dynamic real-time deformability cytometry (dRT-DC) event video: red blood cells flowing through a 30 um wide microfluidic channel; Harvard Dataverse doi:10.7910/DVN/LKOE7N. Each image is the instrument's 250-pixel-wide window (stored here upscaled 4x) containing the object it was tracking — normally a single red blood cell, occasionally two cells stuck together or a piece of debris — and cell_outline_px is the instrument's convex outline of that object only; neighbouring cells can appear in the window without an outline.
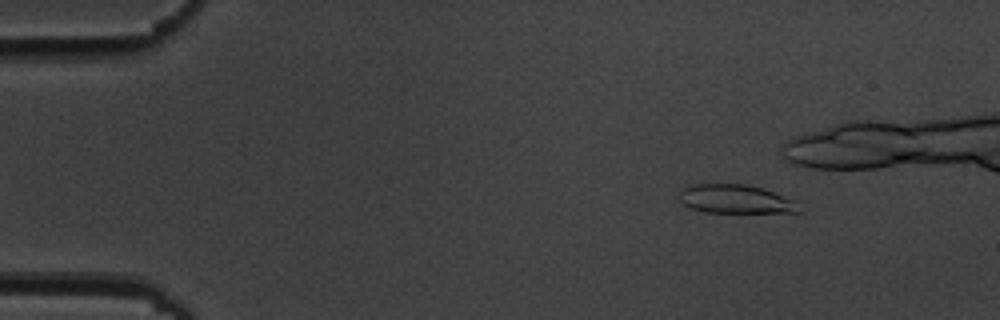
{"species": "common noctule bat (a hibernating species)", "species_latin": "Nyctalus noctula", "temperature_condition": "cold", "stored_images_in_passage": 44, "camera_frame_rate_fps": 3000, "um_per_image_px": 0.085, "animal": {"sex": "male", "body_mass_g": 19.5, "forearm_length_mm": 54.6}, "frame": {"image": 1, "passage_image": 7, "time_ms": 2.0, "image_size_px": [1000, 320], "cell_outline_px": [[800, 212], [704, 212], [688, 208], [676, 196], [680, 188], [688, 184], [744, 184], [760, 188], [796, 200]], "centroid_in_image_um": [62.41, 16.91], "position_along_channel_um": 22.6, "area_um2": 20.17}}
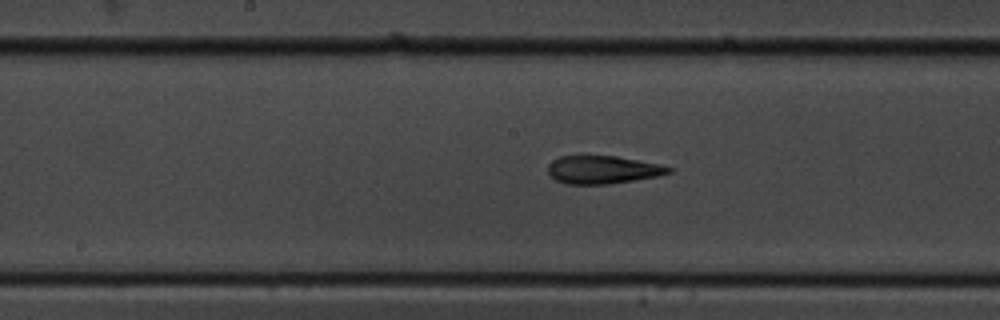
{"frame": {"image": 2, "passage_image": 28, "time_ms": 9.0, "image_size_px": [1000, 320], "cell_outline_px": [[672, 172], [656, 176], [608, 184], [568, 184], [556, 180], [548, 172], [548, 164], [552, 160], [560, 156], [616, 156], [656, 164], [672, 168]], "centroid_in_image_um": [51.18, 14.42], "position_along_channel_um": 197.0, "area_um2": 19.31}}
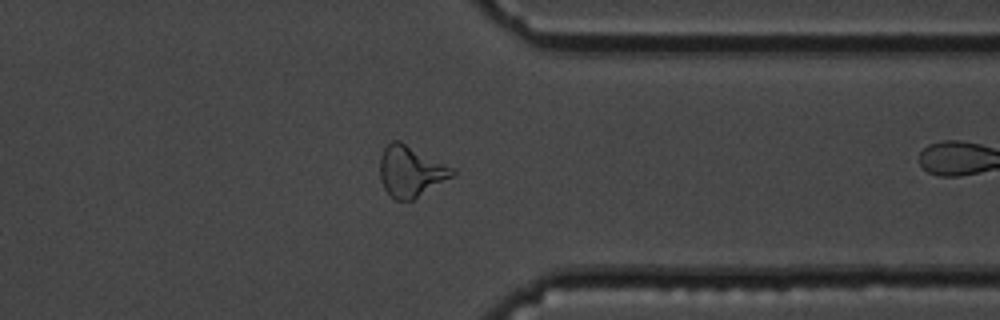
{"frame": {"image": 3, "passage_image": 43, "time_ms": 14.0, "image_size_px": [1000, 320], "cell_outline_px": [[456, 172], [452, 176], [412, 200], [396, 200], [384, 188], [380, 180], [380, 156], [384, 148], [392, 140], [400, 140], [456, 168]], "centroid_in_image_um": [34.91, 14.52], "position_along_channel_um": 376.5, "area_um2": 21.5}}